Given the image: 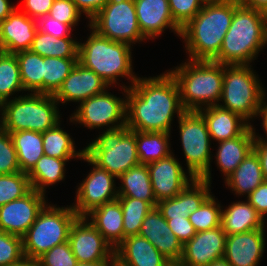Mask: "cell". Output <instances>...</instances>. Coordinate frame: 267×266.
Wrapping results in <instances>:
<instances>
[{"label": "cell", "instance_id": "9a60e30c", "mask_svg": "<svg viewBox=\"0 0 267 266\" xmlns=\"http://www.w3.org/2000/svg\"><path fill=\"white\" fill-rule=\"evenodd\" d=\"M45 197L32 189L24 197L0 206V231L22 238L48 203Z\"/></svg>", "mask_w": 267, "mask_h": 266}, {"label": "cell", "instance_id": "1f68e13d", "mask_svg": "<svg viewBox=\"0 0 267 266\" xmlns=\"http://www.w3.org/2000/svg\"><path fill=\"white\" fill-rule=\"evenodd\" d=\"M71 159H58L43 155L27 174L32 189L45 194L46 186L60 182L65 177V165Z\"/></svg>", "mask_w": 267, "mask_h": 266}, {"label": "cell", "instance_id": "4316f807", "mask_svg": "<svg viewBox=\"0 0 267 266\" xmlns=\"http://www.w3.org/2000/svg\"><path fill=\"white\" fill-rule=\"evenodd\" d=\"M254 131L250 125L240 136L218 142L216 164L226 179L253 150Z\"/></svg>", "mask_w": 267, "mask_h": 266}, {"label": "cell", "instance_id": "681fc988", "mask_svg": "<svg viewBox=\"0 0 267 266\" xmlns=\"http://www.w3.org/2000/svg\"><path fill=\"white\" fill-rule=\"evenodd\" d=\"M247 201L256 209L264 219L267 215V181L261 183L254 191L247 196Z\"/></svg>", "mask_w": 267, "mask_h": 266}, {"label": "cell", "instance_id": "b9f144b4", "mask_svg": "<svg viewBox=\"0 0 267 266\" xmlns=\"http://www.w3.org/2000/svg\"><path fill=\"white\" fill-rule=\"evenodd\" d=\"M24 258L22 238L0 231V266H14Z\"/></svg>", "mask_w": 267, "mask_h": 266}, {"label": "cell", "instance_id": "8d00e7d4", "mask_svg": "<svg viewBox=\"0 0 267 266\" xmlns=\"http://www.w3.org/2000/svg\"><path fill=\"white\" fill-rule=\"evenodd\" d=\"M78 63V58L43 57V94L54 95Z\"/></svg>", "mask_w": 267, "mask_h": 266}, {"label": "cell", "instance_id": "11a10c76", "mask_svg": "<svg viewBox=\"0 0 267 266\" xmlns=\"http://www.w3.org/2000/svg\"><path fill=\"white\" fill-rule=\"evenodd\" d=\"M17 7L9 0H0V23L6 19Z\"/></svg>", "mask_w": 267, "mask_h": 266}, {"label": "cell", "instance_id": "7c38bea8", "mask_svg": "<svg viewBox=\"0 0 267 266\" xmlns=\"http://www.w3.org/2000/svg\"><path fill=\"white\" fill-rule=\"evenodd\" d=\"M125 97L119 98L107 92V89L82 101L76 112L71 114L70 122L75 121L89 129L108 126L107 130L118 129L126 125V92L129 86L122 85Z\"/></svg>", "mask_w": 267, "mask_h": 266}, {"label": "cell", "instance_id": "f5cc1de1", "mask_svg": "<svg viewBox=\"0 0 267 266\" xmlns=\"http://www.w3.org/2000/svg\"><path fill=\"white\" fill-rule=\"evenodd\" d=\"M253 131H254V142H253V150L257 154L260 164H261V169H262V174L263 178L265 181H267V141L264 140L265 138L259 137V135H256L255 129L252 126Z\"/></svg>", "mask_w": 267, "mask_h": 266}, {"label": "cell", "instance_id": "836d02e7", "mask_svg": "<svg viewBox=\"0 0 267 266\" xmlns=\"http://www.w3.org/2000/svg\"><path fill=\"white\" fill-rule=\"evenodd\" d=\"M78 45L72 37L55 38L37 31L30 50L42 57L78 58Z\"/></svg>", "mask_w": 267, "mask_h": 266}, {"label": "cell", "instance_id": "8fae6325", "mask_svg": "<svg viewBox=\"0 0 267 266\" xmlns=\"http://www.w3.org/2000/svg\"><path fill=\"white\" fill-rule=\"evenodd\" d=\"M88 26L101 36L129 45L146 40L140 31L134 0H109Z\"/></svg>", "mask_w": 267, "mask_h": 266}, {"label": "cell", "instance_id": "9f6ffc18", "mask_svg": "<svg viewBox=\"0 0 267 266\" xmlns=\"http://www.w3.org/2000/svg\"><path fill=\"white\" fill-rule=\"evenodd\" d=\"M265 97H266V95L264 96V98L261 102L260 108L258 109V112H257V116L262 118L263 129H264V132L266 133V136H267V104L264 101L266 99ZM265 140L267 141V137Z\"/></svg>", "mask_w": 267, "mask_h": 266}, {"label": "cell", "instance_id": "680465c9", "mask_svg": "<svg viewBox=\"0 0 267 266\" xmlns=\"http://www.w3.org/2000/svg\"><path fill=\"white\" fill-rule=\"evenodd\" d=\"M110 261H100L95 263L78 262L76 266H109Z\"/></svg>", "mask_w": 267, "mask_h": 266}, {"label": "cell", "instance_id": "ee69618b", "mask_svg": "<svg viewBox=\"0 0 267 266\" xmlns=\"http://www.w3.org/2000/svg\"><path fill=\"white\" fill-rule=\"evenodd\" d=\"M37 262L39 266H76L78 263L69 241L54 246L40 256Z\"/></svg>", "mask_w": 267, "mask_h": 266}, {"label": "cell", "instance_id": "e575fe53", "mask_svg": "<svg viewBox=\"0 0 267 266\" xmlns=\"http://www.w3.org/2000/svg\"><path fill=\"white\" fill-rule=\"evenodd\" d=\"M44 154L58 159H81L84 149L76 151L71 136L60 127L58 122L54 127L42 133Z\"/></svg>", "mask_w": 267, "mask_h": 266}, {"label": "cell", "instance_id": "9c48e42d", "mask_svg": "<svg viewBox=\"0 0 267 266\" xmlns=\"http://www.w3.org/2000/svg\"><path fill=\"white\" fill-rule=\"evenodd\" d=\"M84 154L116 178L140 164L135 130H130L126 125L98 135L84 148Z\"/></svg>", "mask_w": 267, "mask_h": 266}, {"label": "cell", "instance_id": "7a4b0ae2", "mask_svg": "<svg viewBox=\"0 0 267 266\" xmlns=\"http://www.w3.org/2000/svg\"><path fill=\"white\" fill-rule=\"evenodd\" d=\"M237 0H207L202 9L181 29L189 60L213 61L220 52Z\"/></svg>", "mask_w": 267, "mask_h": 266}, {"label": "cell", "instance_id": "f1b7e54d", "mask_svg": "<svg viewBox=\"0 0 267 266\" xmlns=\"http://www.w3.org/2000/svg\"><path fill=\"white\" fill-rule=\"evenodd\" d=\"M265 180L263 178L260 160L252 150L239 166L225 179L228 186L236 195L247 196Z\"/></svg>", "mask_w": 267, "mask_h": 266}, {"label": "cell", "instance_id": "f35d334b", "mask_svg": "<svg viewBox=\"0 0 267 266\" xmlns=\"http://www.w3.org/2000/svg\"><path fill=\"white\" fill-rule=\"evenodd\" d=\"M123 212L124 239L139 234L141 224L153 208L148 202L131 198L118 197Z\"/></svg>", "mask_w": 267, "mask_h": 266}, {"label": "cell", "instance_id": "2e32d148", "mask_svg": "<svg viewBox=\"0 0 267 266\" xmlns=\"http://www.w3.org/2000/svg\"><path fill=\"white\" fill-rule=\"evenodd\" d=\"M156 201L173 198L195 178L188 177L173 153L147 164Z\"/></svg>", "mask_w": 267, "mask_h": 266}, {"label": "cell", "instance_id": "ab89813d", "mask_svg": "<svg viewBox=\"0 0 267 266\" xmlns=\"http://www.w3.org/2000/svg\"><path fill=\"white\" fill-rule=\"evenodd\" d=\"M222 206L211 194L193 213L188 216L196 232L207 231L221 226Z\"/></svg>", "mask_w": 267, "mask_h": 266}, {"label": "cell", "instance_id": "91938a15", "mask_svg": "<svg viewBox=\"0 0 267 266\" xmlns=\"http://www.w3.org/2000/svg\"><path fill=\"white\" fill-rule=\"evenodd\" d=\"M208 266H231V265L227 262V260L224 257H222L212 262Z\"/></svg>", "mask_w": 267, "mask_h": 266}, {"label": "cell", "instance_id": "f907efd6", "mask_svg": "<svg viewBox=\"0 0 267 266\" xmlns=\"http://www.w3.org/2000/svg\"><path fill=\"white\" fill-rule=\"evenodd\" d=\"M53 2L54 0H24L25 9L22 12L37 20L49 14Z\"/></svg>", "mask_w": 267, "mask_h": 266}, {"label": "cell", "instance_id": "7402d4cb", "mask_svg": "<svg viewBox=\"0 0 267 266\" xmlns=\"http://www.w3.org/2000/svg\"><path fill=\"white\" fill-rule=\"evenodd\" d=\"M138 24L146 39H154L170 28L178 36L181 27L174 21L168 0H134Z\"/></svg>", "mask_w": 267, "mask_h": 266}, {"label": "cell", "instance_id": "d4e9b609", "mask_svg": "<svg viewBox=\"0 0 267 266\" xmlns=\"http://www.w3.org/2000/svg\"><path fill=\"white\" fill-rule=\"evenodd\" d=\"M199 112L207 123L210 138L218 142L240 136L250 126L244 118L219 105L200 109Z\"/></svg>", "mask_w": 267, "mask_h": 266}, {"label": "cell", "instance_id": "ba28073f", "mask_svg": "<svg viewBox=\"0 0 267 266\" xmlns=\"http://www.w3.org/2000/svg\"><path fill=\"white\" fill-rule=\"evenodd\" d=\"M251 65H224L222 97L220 107L238 114L250 125V120L257 117L258 109L265 93L262 82L251 70Z\"/></svg>", "mask_w": 267, "mask_h": 266}, {"label": "cell", "instance_id": "3957f363", "mask_svg": "<svg viewBox=\"0 0 267 266\" xmlns=\"http://www.w3.org/2000/svg\"><path fill=\"white\" fill-rule=\"evenodd\" d=\"M267 44V14L239 5L224 36L219 55L224 65H250Z\"/></svg>", "mask_w": 267, "mask_h": 266}, {"label": "cell", "instance_id": "6f0895ef", "mask_svg": "<svg viewBox=\"0 0 267 266\" xmlns=\"http://www.w3.org/2000/svg\"><path fill=\"white\" fill-rule=\"evenodd\" d=\"M14 266H39V263L37 260L24 258L21 262L15 264Z\"/></svg>", "mask_w": 267, "mask_h": 266}, {"label": "cell", "instance_id": "4fadbf2b", "mask_svg": "<svg viewBox=\"0 0 267 266\" xmlns=\"http://www.w3.org/2000/svg\"><path fill=\"white\" fill-rule=\"evenodd\" d=\"M80 160L88 162L93 168L77 186L76 204L73 203L71 206L79 217H86L94 208L116 200L118 188H115L114 175L94 164L85 154Z\"/></svg>", "mask_w": 267, "mask_h": 266}, {"label": "cell", "instance_id": "ac0fdd59", "mask_svg": "<svg viewBox=\"0 0 267 266\" xmlns=\"http://www.w3.org/2000/svg\"><path fill=\"white\" fill-rule=\"evenodd\" d=\"M110 88L93 70L77 63L53 95L58 103L82 102Z\"/></svg>", "mask_w": 267, "mask_h": 266}, {"label": "cell", "instance_id": "74e56055", "mask_svg": "<svg viewBox=\"0 0 267 266\" xmlns=\"http://www.w3.org/2000/svg\"><path fill=\"white\" fill-rule=\"evenodd\" d=\"M18 91L24 88L16 55L0 51V105Z\"/></svg>", "mask_w": 267, "mask_h": 266}, {"label": "cell", "instance_id": "4dcf8cb0", "mask_svg": "<svg viewBox=\"0 0 267 266\" xmlns=\"http://www.w3.org/2000/svg\"><path fill=\"white\" fill-rule=\"evenodd\" d=\"M21 172L29 173L44 155L42 133L23 130L10 133Z\"/></svg>", "mask_w": 267, "mask_h": 266}, {"label": "cell", "instance_id": "44dd1931", "mask_svg": "<svg viewBox=\"0 0 267 266\" xmlns=\"http://www.w3.org/2000/svg\"><path fill=\"white\" fill-rule=\"evenodd\" d=\"M138 235L146 238L169 261H180L183 245L157 207L146 215Z\"/></svg>", "mask_w": 267, "mask_h": 266}, {"label": "cell", "instance_id": "30bf717a", "mask_svg": "<svg viewBox=\"0 0 267 266\" xmlns=\"http://www.w3.org/2000/svg\"><path fill=\"white\" fill-rule=\"evenodd\" d=\"M178 123L188 176L212 184L211 138L205 119L199 111H185L178 118Z\"/></svg>", "mask_w": 267, "mask_h": 266}, {"label": "cell", "instance_id": "60d3db41", "mask_svg": "<svg viewBox=\"0 0 267 266\" xmlns=\"http://www.w3.org/2000/svg\"><path fill=\"white\" fill-rule=\"evenodd\" d=\"M32 190L27 173L0 174V206L20 199Z\"/></svg>", "mask_w": 267, "mask_h": 266}, {"label": "cell", "instance_id": "8992f818", "mask_svg": "<svg viewBox=\"0 0 267 266\" xmlns=\"http://www.w3.org/2000/svg\"><path fill=\"white\" fill-rule=\"evenodd\" d=\"M12 98L0 105V127L3 130L43 133L60 122L59 103L53 95L27 93Z\"/></svg>", "mask_w": 267, "mask_h": 266}, {"label": "cell", "instance_id": "277c9868", "mask_svg": "<svg viewBox=\"0 0 267 266\" xmlns=\"http://www.w3.org/2000/svg\"><path fill=\"white\" fill-rule=\"evenodd\" d=\"M169 72L178 84L180 101L185 111H199L219 104L217 102L222 97L223 64L188 59Z\"/></svg>", "mask_w": 267, "mask_h": 266}, {"label": "cell", "instance_id": "6da1fadb", "mask_svg": "<svg viewBox=\"0 0 267 266\" xmlns=\"http://www.w3.org/2000/svg\"><path fill=\"white\" fill-rule=\"evenodd\" d=\"M126 126L141 132H171L175 113L185 110L180 101L178 84L172 74L140 78L127 88Z\"/></svg>", "mask_w": 267, "mask_h": 266}, {"label": "cell", "instance_id": "6125c7cd", "mask_svg": "<svg viewBox=\"0 0 267 266\" xmlns=\"http://www.w3.org/2000/svg\"><path fill=\"white\" fill-rule=\"evenodd\" d=\"M166 266H188L181 261H169Z\"/></svg>", "mask_w": 267, "mask_h": 266}, {"label": "cell", "instance_id": "f6af8a7d", "mask_svg": "<svg viewBox=\"0 0 267 266\" xmlns=\"http://www.w3.org/2000/svg\"><path fill=\"white\" fill-rule=\"evenodd\" d=\"M207 0H168L174 21L182 28L202 9Z\"/></svg>", "mask_w": 267, "mask_h": 266}, {"label": "cell", "instance_id": "603a6c76", "mask_svg": "<svg viewBox=\"0 0 267 266\" xmlns=\"http://www.w3.org/2000/svg\"><path fill=\"white\" fill-rule=\"evenodd\" d=\"M210 187V183L194 179L175 197L158 201L156 207L166 220L188 218L211 195Z\"/></svg>", "mask_w": 267, "mask_h": 266}, {"label": "cell", "instance_id": "52a82bcc", "mask_svg": "<svg viewBox=\"0 0 267 266\" xmlns=\"http://www.w3.org/2000/svg\"><path fill=\"white\" fill-rule=\"evenodd\" d=\"M78 217L71 205L46 204L22 237L25 258L37 260L54 246L68 241L71 226Z\"/></svg>", "mask_w": 267, "mask_h": 266}, {"label": "cell", "instance_id": "83f0119b", "mask_svg": "<svg viewBox=\"0 0 267 266\" xmlns=\"http://www.w3.org/2000/svg\"><path fill=\"white\" fill-rule=\"evenodd\" d=\"M221 227L226 235L244 233L264 229L265 220L248 201H237L222 208Z\"/></svg>", "mask_w": 267, "mask_h": 266}, {"label": "cell", "instance_id": "484cf974", "mask_svg": "<svg viewBox=\"0 0 267 266\" xmlns=\"http://www.w3.org/2000/svg\"><path fill=\"white\" fill-rule=\"evenodd\" d=\"M86 218H91L90 223L114 249L124 240L123 212L118 199L94 208Z\"/></svg>", "mask_w": 267, "mask_h": 266}, {"label": "cell", "instance_id": "5bb4252c", "mask_svg": "<svg viewBox=\"0 0 267 266\" xmlns=\"http://www.w3.org/2000/svg\"><path fill=\"white\" fill-rule=\"evenodd\" d=\"M68 241L78 262L110 261L114 257V248L86 217L75 220Z\"/></svg>", "mask_w": 267, "mask_h": 266}, {"label": "cell", "instance_id": "7dc6e473", "mask_svg": "<svg viewBox=\"0 0 267 266\" xmlns=\"http://www.w3.org/2000/svg\"><path fill=\"white\" fill-rule=\"evenodd\" d=\"M38 31L50 34L55 38L71 37L72 27L69 24L55 20L50 15H45L37 19Z\"/></svg>", "mask_w": 267, "mask_h": 266}, {"label": "cell", "instance_id": "cb8c5ba5", "mask_svg": "<svg viewBox=\"0 0 267 266\" xmlns=\"http://www.w3.org/2000/svg\"><path fill=\"white\" fill-rule=\"evenodd\" d=\"M114 256L128 266H166L169 262L155 246L140 235L125 238L114 249Z\"/></svg>", "mask_w": 267, "mask_h": 266}, {"label": "cell", "instance_id": "d590c367", "mask_svg": "<svg viewBox=\"0 0 267 266\" xmlns=\"http://www.w3.org/2000/svg\"><path fill=\"white\" fill-rule=\"evenodd\" d=\"M24 91L43 94V57L31 50L15 54Z\"/></svg>", "mask_w": 267, "mask_h": 266}, {"label": "cell", "instance_id": "c3c4849f", "mask_svg": "<svg viewBox=\"0 0 267 266\" xmlns=\"http://www.w3.org/2000/svg\"><path fill=\"white\" fill-rule=\"evenodd\" d=\"M166 221L171 228L172 233L177 236L182 245L190 241L196 234V231L188 218H171Z\"/></svg>", "mask_w": 267, "mask_h": 266}, {"label": "cell", "instance_id": "ffe728a7", "mask_svg": "<svg viewBox=\"0 0 267 266\" xmlns=\"http://www.w3.org/2000/svg\"><path fill=\"white\" fill-rule=\"evenodd\" d=\"M37 31V20L16 8L0 23V51L16 54L30 50Z\"/></svg>", "mask_w": 267, "mask_h": 266}, {"label": "cell", "instance_id": "7bdbcfd3", "mask_svg": "<svg viewBox=\"0 0 267 266\" xmlns=\"http://www.w3.org/2000/svg\"><path fill=\"white\" fill-rule=\"evenodd\" d=\"M17 152L10 133L0 127V174L20 172Z\"/></svg>", "mask_w": 267, "mask_h": 266}, {"label": "cell", "instance_id": "bcb514c9", "mask_svg": "<svg viewBox=\"0 0 267 266\" xmlns=\"http://www.w3.org/2000/svg\"><path fill=\"white\" fill-rule=\"evenodd\" d=\"M81 14L72 0H54L48 15L73 28L80 21Z\"/></svg>", "mask_w": 267, "mask_h": 266}, {"label": "cell", "instance_id": "d6986e66", "mask_svg": "<svg viewBox=\"0 0 267 266\" xmlns=\"http://www.w3.org/2000/svg\"><path fill=\"white\" fill-rule=\"evenodd\" d=\"M265 229L227 235L224 258L231 266H258L265 249Z\"/></svg>", "mask_w": 267, "mask_h": 266}, {"label": "cell", "instance_id": "f546056e", "mask_svg": "<svg viewBox=\"0 0 267 266\" xmlns=\"http://www.w3.org/2000/svg\"><path fill=\"white\" fill-rule=\"evenodd\" d=\"M117 179L122 183L116 187L119 188L118 197L136 198L148 202L153 208L157 206L147 164L134 166Z\"/></svg>", "mask_w": 267, "mask_h": 266}, {"label": "cell", "instance_id": "5b68a950", "mask_svg": "<svg viewBox=\"0 0 267 266\" xmlns=\"http://www.w3.org/2000/svg\"><path fill=\"white\" fill-rule=\"evenodd\" d=\"M131 45L110 40L92 29L84 43L78 45V63L93 70L109 87L118 77H127L131 85L138 79L133 72Z\"/></svg>", "mask_w": 267, "mask_h": 266}, {"label": "cell", "instance_id": "d6a6232c", "mask_svg": "<svg viewBox=\"0 0 267 266\" xmlns=\"http://www.w3.org/2000/svg\"><path fill=\"white\" fill-rule=\"evenodd\" d=\"M170 134L167 132L135 131L139 163L148 164L172 154L169 145Z\"/></svg>", "mask_w": 267, "mask_h": 266}, {"label": "cell", "instance_id": "816d5d0a", "mask_svg": "<svg viewBox=\"0 0 267 266\" xmlns=\"http://www.w3.org/2000/svg\"><path fill=\"white\" fill-rule=\"evenodd\" d=\"M78 10L89 18V21L106 5L109 0H72Z\"/></svg>", "mask_w": 267, "mask_h": 266}, {"label": "cell", "instance_id": "db71d44e", "mask_svg": "<svg viewBox=\"0 0 267 266\" xmlns=\"http://www.w3.org/2000/svg\"><path fill=\"white\" fill-rule=\"evenodd\" d=\"M240 5L267 14V0H237Z\"/></svg>", "mask_w": 267, "mask_h": 266}, {"label": "cell", "instance_id": "94428289", "mask_svg": "<svg viewBox=\"0 0 267 266\" xmlns=\"http://www.w3.org/2000/svg\"><path fill=\"white\" fill-rule=\"evenodd\" d=\"M109 266H128L124 263H122L119 259H117L115 256L110 260Z\"/></svg>", "mask_w": 267, "mask_h": 266}, {"label": "cell", "instance_id": "e0dca14e", "mask_svg": "<svg viewBox=\"0 0 267 266\" xmlns=\"http://www.w3.org/2000/svg\"><path fill=\"white\" fill-rule=\"evenodd\" d=\"M226 237L221 226L196 232L193 238L183 245L180 261L188 266H208L224 256Z\"/></svg>", "mask_w": 267, "mask_h": 266}]
</instances>
